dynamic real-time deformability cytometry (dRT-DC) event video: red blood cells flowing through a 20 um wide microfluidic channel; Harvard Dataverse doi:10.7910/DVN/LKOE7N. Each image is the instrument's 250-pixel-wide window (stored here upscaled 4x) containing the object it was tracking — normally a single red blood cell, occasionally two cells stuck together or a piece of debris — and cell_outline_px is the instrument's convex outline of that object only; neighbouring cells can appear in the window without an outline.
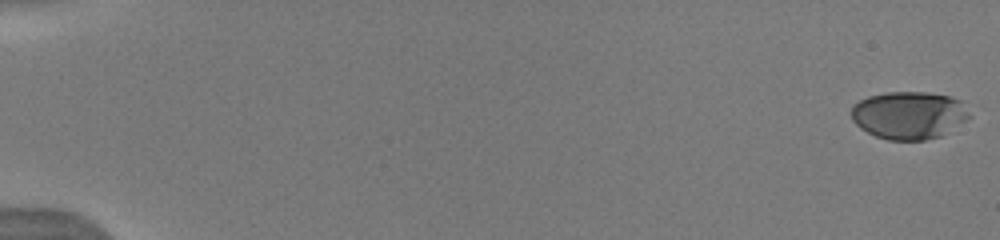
{"species": "human", "species_latin": "Homo sapiens", "temperature_condition": "warm", "stored_images_in_passage": 8, "camera_frame_rate_fps": 3000, "um_per_image_px": 0.085, "donor": {"sex": "male"}, "frame": {"image": 1, "passage_image": 1, "time_ms": 0.0, "image_size_px": [1000, 240], "cell_outline_px": [[968, 116], [964, 120], [940, 136], [924, 140], [888, 140], [876, 136], [860, 128], [852, 120], [848, 112], [852, 104], [868, 96], [888, 92], [924, 92], [948, 96], [960, 100], [968, 112]], "centroid_in_image_um": [77.16, 9.78], "position_along_channel_um": 7.8, "area_um2": 32.6}}
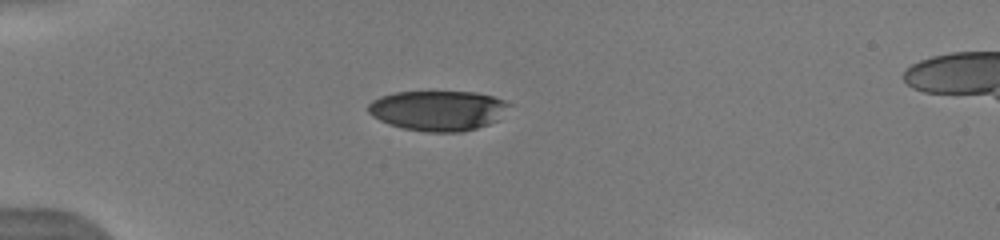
{"frame": {"image": 2, "passage_image": 6, "time_ms": 5.0, "image_size_px": [1000, 240], "cell_outline_px": [[512, 104], [496, 120], [488, 124], [476, 128], [460, 132], [424, 132], [400, 128], [380, 120], [372, 116], [368, 112], [368, 104], [372, 100], [380, 96], [396, 92], [476, 92], [492, 96], [504, 100]], "centroid_in_image_um": [37.2, 9.4], "position_along_channel_um": 47.8, "area_um2": 32.95}}